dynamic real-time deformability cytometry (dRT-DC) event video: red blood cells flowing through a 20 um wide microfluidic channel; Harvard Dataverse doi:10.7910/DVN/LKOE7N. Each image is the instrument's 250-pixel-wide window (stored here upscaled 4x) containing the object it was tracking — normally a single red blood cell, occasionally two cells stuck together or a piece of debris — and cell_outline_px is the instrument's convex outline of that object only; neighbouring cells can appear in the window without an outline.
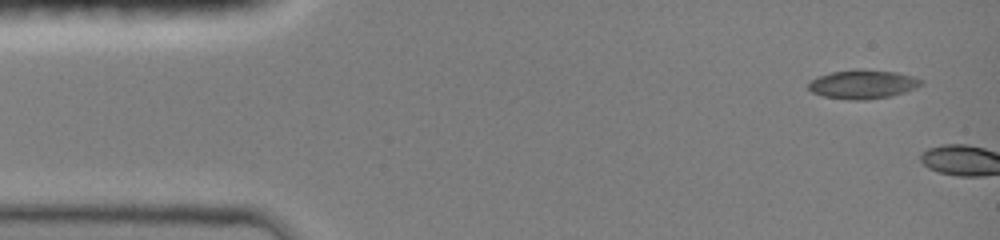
{"species": "common noctule bat (a hibernating species)", "species_latin": "Nyctalus noctula", "temperature_condition": "room temperature", "stored_images_in_passage": 8, "camera_frame_rate_fps": 3000, "um_per_image_px": 0.085, "animal": {"sex": "female", "body_mass_g": 19.0, "forearm_length_mm": 51.5}, "frame": {"image": 1, "passage_image": 1, "time_ms": 0.0, "image_size_px": [1000, 240], "cell_outline_px": [[924, 84], [916, 88], [892, 96], [864, 100], [848, 100], [824, 96], [812, 92], [808, 88], [808, 80], [816, 76], [832, 72], [856, 68], [860, 68], [896, 72], [912, 76], [924, 80]], "centroid_in_image_um": [73.33, 7.15], "position_along_channel_um": 11.7, "area_um2": 19.36}}
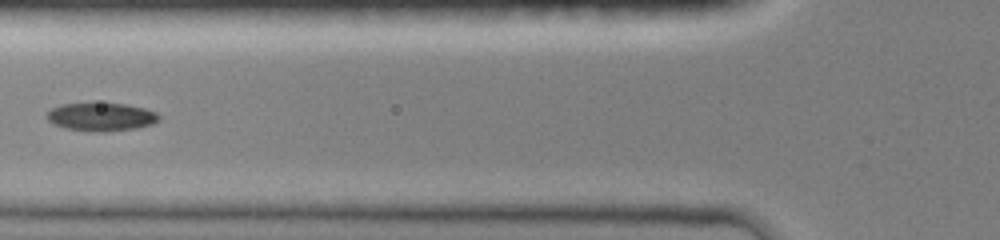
{"frame": {"image": 2, "passage_image": 7, "time_ms": 6.333, "image_size_px": [1000, 240], "cell_outline_px": [[160, 120], [152, 124], [136, 128], [104, 132], [100, 132], [64, 128], [52, 124], [44, 116], [52, 108], [60, 104], [124, 104], [144, 108], [156, 112], [160, 116]], "centroid_in_image_um": [8.58, 9.94], "position_along_channel_um": 117.2, "area_um2": 18.32}}
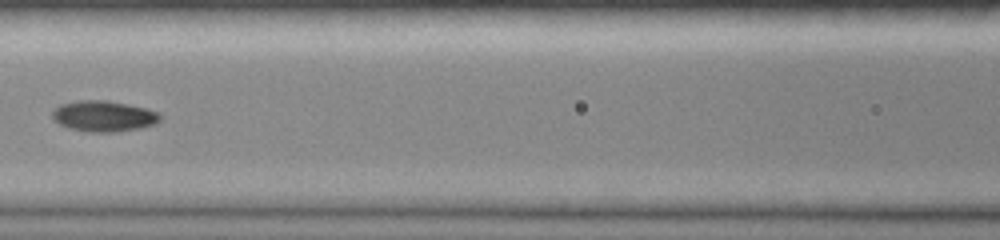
{"frame": {"image": 3, "passage_image": 8, "time_ms": 7.333, "image_size_px": [1000, 240], "cell_outline_px": [[160, 120], [156, 124], [140, 128], [116, 132], [88, 132], [68, 128], [52, 120], [52, 112], [60, 104], [76, 100], [108, 100], [148, 108], [160, 112]], "centroid_in_image_um": [8.82, 9.87], "position_along_channel_um": 157.8, "area_um2": 19.71}}